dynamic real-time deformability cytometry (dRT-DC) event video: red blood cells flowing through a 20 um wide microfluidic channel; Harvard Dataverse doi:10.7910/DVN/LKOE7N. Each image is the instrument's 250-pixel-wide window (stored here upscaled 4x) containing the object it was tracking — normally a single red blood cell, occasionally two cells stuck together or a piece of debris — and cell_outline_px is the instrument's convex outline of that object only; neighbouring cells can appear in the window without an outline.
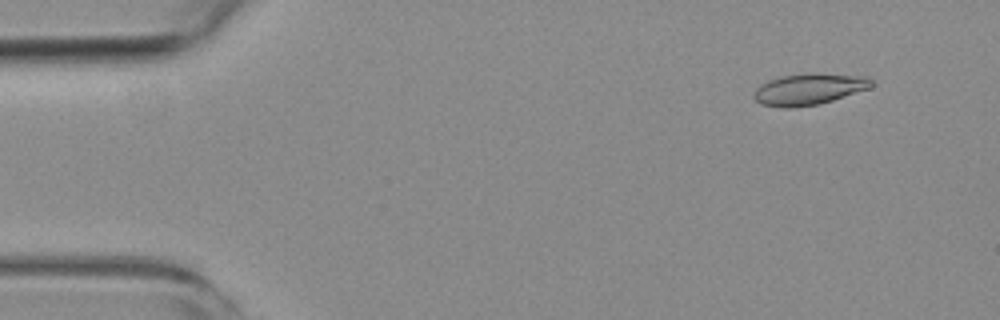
{"species": "common noctule bat (a hibernating species)", "species_latin": "Nyctalus noctula", "temperature_condition": "room temperature", "stored_images_in_passage": 2, "camera_frame_rate_fps": 3000, "um_per_image_px": 0.085, "animal": {"sex": "female", "body_mass_g": 19.3, "forearm_length_mm": 54.1}, "frame": {"image": 1, "passage_image": 2, "time_ms": 1.0, "image_size_px": [1000, 320], "cell_outline_px": [[876, 80], [872, 88], [820, 104], [788, 108], [784, 108], [760, 104], [752, 96], [756, 88], [760, 84], [768, 80], [780, 76], [816, 72], [868, 76]], "centroid_in_image_um": [68.82, 7.56], "position_along_channel_um": 16.2, "area_um2": 22.08}}